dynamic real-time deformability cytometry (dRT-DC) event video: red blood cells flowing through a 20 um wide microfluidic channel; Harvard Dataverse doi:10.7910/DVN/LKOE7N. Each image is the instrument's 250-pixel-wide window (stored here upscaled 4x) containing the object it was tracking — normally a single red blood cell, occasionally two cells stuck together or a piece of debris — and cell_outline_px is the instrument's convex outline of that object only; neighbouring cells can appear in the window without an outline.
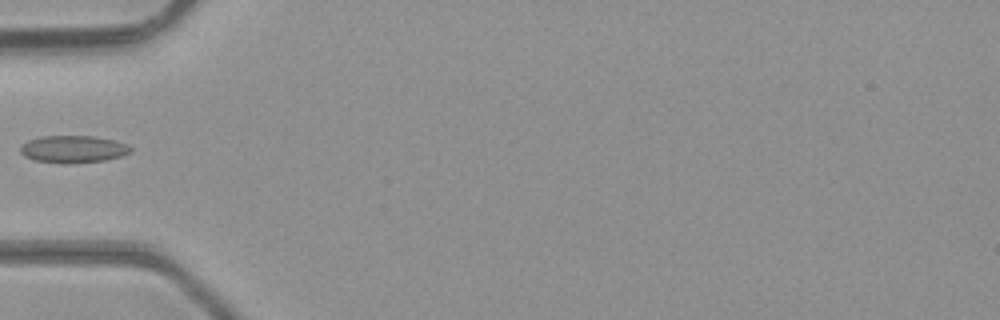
{"species": "common noctule bat (a hibernating species)", "species_latin": "Nyctalus noctula", "temperature_condition": "room temperature", "stored_images_in_passage": 1, "camera_frame_rate_fps": 3000, "um_per_image_px": 0.085, "animal": {"sex": "male", "body_mass_g": 23.1, "forearm_length_mm": 52.7}, "frame": {"image": 1, "passage_image": 1, "time_ms": 0.0, "image_size_px": [1000, 320], "cell_outline_px": [[132, 152], [120, 156], [104, 160], [68, 164], [36, 160], [24, 156], [20, 152], [20, 144], [28, 140], [40, 136], [96, 136], [128, 144], [132, 148]], "centroid_in_image_um": [6.21, 12.67], "position_along_channel_um": 78.8, "area_um2": 17.57}}